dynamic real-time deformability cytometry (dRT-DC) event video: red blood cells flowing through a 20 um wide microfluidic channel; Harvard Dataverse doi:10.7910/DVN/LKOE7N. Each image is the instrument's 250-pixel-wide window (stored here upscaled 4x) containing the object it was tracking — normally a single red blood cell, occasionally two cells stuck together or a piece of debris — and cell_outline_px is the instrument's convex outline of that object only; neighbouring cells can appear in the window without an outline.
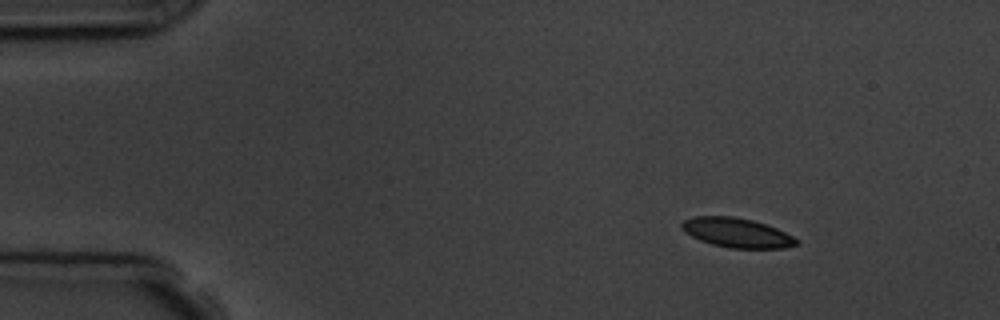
{"species": "common noctule bat (a hibernating species)", "species_latin": "Nyctalus noctula", "temperature_condition": "room temperature", "stored_images_in_passage": 6, "camera_frame_rate_fps": 3000, "um_per_image_px": 0.085, "animal": {"sex": "male", "body_mass_g": 19.5, "forearm_length_mm": 54.6}, "frame": {"image": 1, "passage_image": 2, "time_ms": 1.0, "image_size_px": [1000, 320], "cell_outline_px": [[800, 244], [784, 248], [728, 248], [712, 244], [700, 240], [684, 232], [680, 228], [680, 224], [684, 220], [692, 216], [732, 216], [752, 220], [776, 228], [800, 240]], "centroid_in_image_um": [62.61, 19.78], "position_along_channel_um": 22.4, "area_um2": 19.77}}
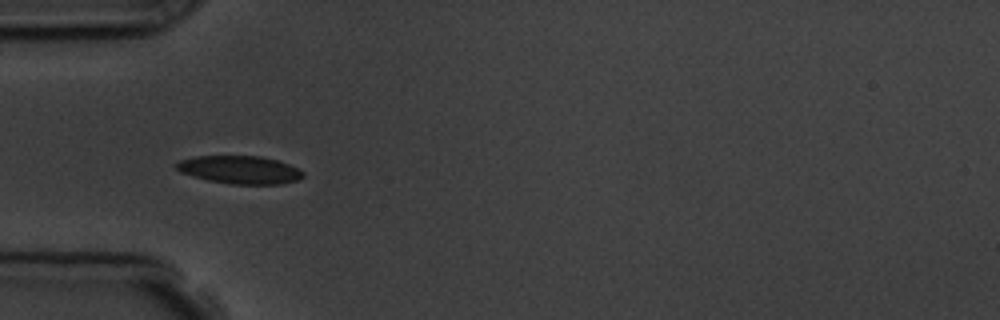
{"frame": {"image": 2, "passage_image": 5, "time_ms": 4.333, "image_size_px": [1000, 320], "cell_outline_px": [[304, 176], [300, 180], [280, 184], [232, 184], [208, 180], [180, 172], [172, 164], [180, 160], [192, 156], [260, 156], [276, 160], [288, 164], [304, 172]], "centroid_in_image_um": [20.36, 14.43], "position_along_channel_um": 64.6, "area_um2": 20.69}}